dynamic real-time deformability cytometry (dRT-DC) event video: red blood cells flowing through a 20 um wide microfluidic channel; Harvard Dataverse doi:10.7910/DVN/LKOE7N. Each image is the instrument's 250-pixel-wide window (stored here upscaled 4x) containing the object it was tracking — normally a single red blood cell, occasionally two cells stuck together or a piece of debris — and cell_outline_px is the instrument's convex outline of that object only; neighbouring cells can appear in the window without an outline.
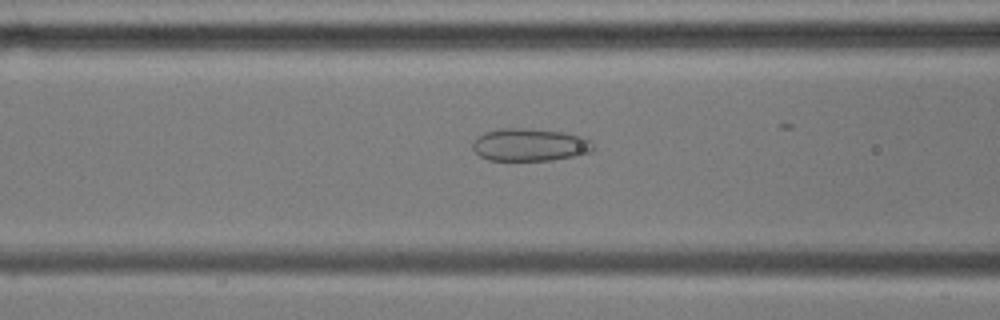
{"species": "common noctule bat (a hibernating species)", "species_latin": "Nyctalus noctula", "temperature_condition": "cold", "stored_images_in_passage": 55, "camera_frame_rate_fps": 3000, "um_per_image_px": 0.085, "animal": {"sex": "male", "body_mass_g": 17.9, "forearm_length_mm": 54.2}, "frame": {"image": 1, "passage_image": 21, "time_ms": 6.667, "image_size_px": [1000, 320], "cell_outline_px": [[596, 148], [592, 152], [576, 156], [552, 160], [488, 160], [480, 156], [472, 148], [472, 144], [476, 136], [484, 132], [500, 128], [524, 128], [564, 132], [584, 136], [592, 140]], "centroid_in_image_um": [45.08, 12.3], "position_along_channel_um": 121.5, "area_um2": 23.35}}
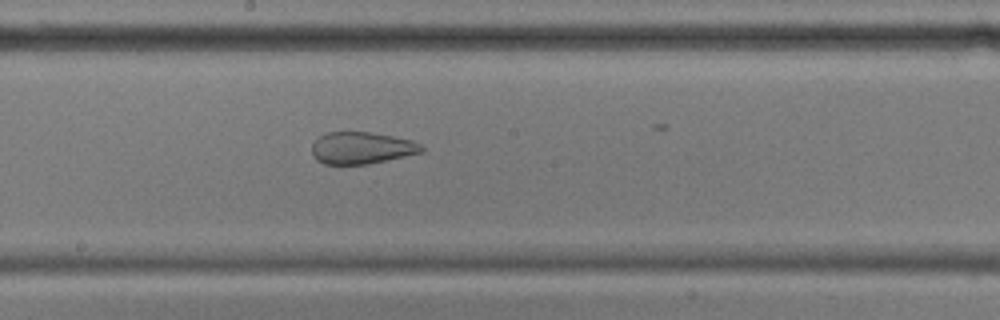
{"frame": {"image": 2, "passage_image": 29, "time_ms": 9.333, "image_size_px": [1000, 320], "cell_outline_px": [[424, 152], [368, 164], [324, 164], [316, 160], [312, 156], [312, 144], [320, 136], [328, 132], [372, 132], [412, 140], [424, 144]], "centroid_in_image_um": [30.76, 12.58], "position_along_channel_um": 217.4, "area_um2": 20.58}}
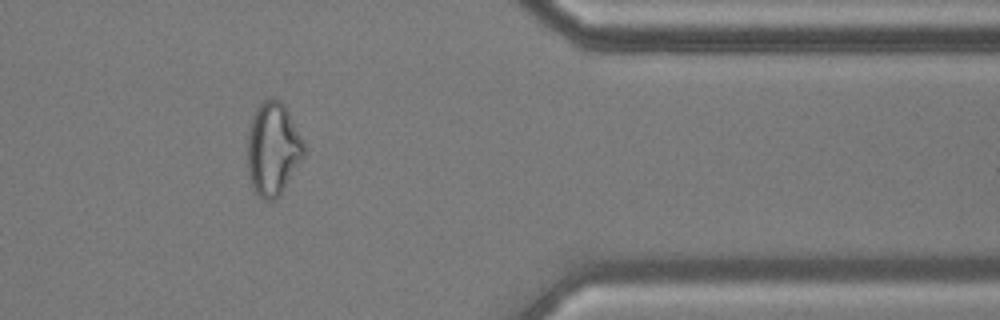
{"frame": {"image": 3, "passage_image": 45, "time_ms": 14.667, "image_size_px": [1000, 320], "cell_outline_px": [[304, 156], [280, 196], [272, 200], [264, 200], [252, 188], [248, 172], [248, 132], [252, 116], [256, 108], [264, 100], [272, 96], [280, 100], [284, 104], [304, 144]], "centroid_in_image_um": [23.19, 12.66], "position_along_channel_um": 388.2, "area_um2": 30.52}, "authors_computed_cell_mechanics": {"area_um2": 29.9982, "velocity_mm_per_s": 3.59, "shape_relaxation_time_tau1_ms": null, "shape_relaxation_time_tau2_ms": 1.7578, "deformation_change_tau1": null, "deformation_change_tau2": 0.0933}}